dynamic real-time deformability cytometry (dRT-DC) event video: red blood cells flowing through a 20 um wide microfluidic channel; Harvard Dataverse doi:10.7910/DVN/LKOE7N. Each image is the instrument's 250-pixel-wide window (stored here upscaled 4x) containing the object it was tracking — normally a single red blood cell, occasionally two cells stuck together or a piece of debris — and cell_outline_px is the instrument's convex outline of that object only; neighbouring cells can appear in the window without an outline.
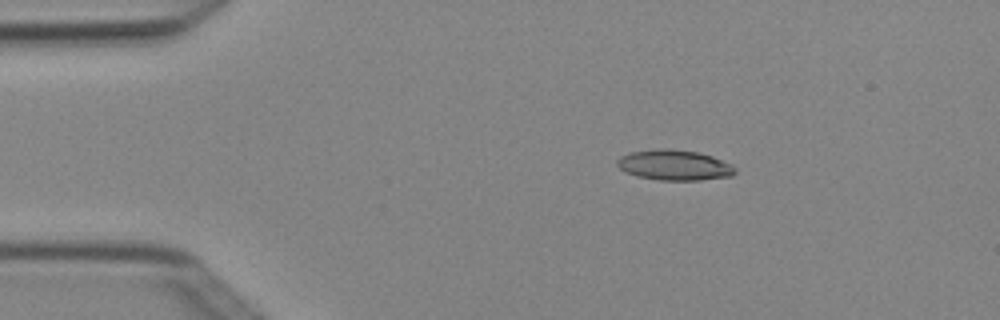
{"species": "Egyptian fruit bat (a non-hibernating species)", "species_latin": "Rousettus aegyptiacus", "temperature_condition": "cold", "stored_images_in_passage": 6, "camera_frame_rate_fps": 3000, "um_per_image_px": 0.085, "animal": {"sex": "female"}, "frame": {"image": 1, "passage_image": 3, "time_ms": 0.667, "image_size_px": [1000, 320], "cell_outline_px": [[736, 172], [732, 176], [700, 180], [660, 180], [636, 176], [624, 172], [616, 164], [616, 160], [620, 156], [632, 152], [660, 148], [668, 148], [696, 152], [712, 156], [732, 164], [736, 168]], "centroid_in_image_um": [57.32, 14.04], "position_along_channel_um": 27.7, "area_um2": 20.98}}
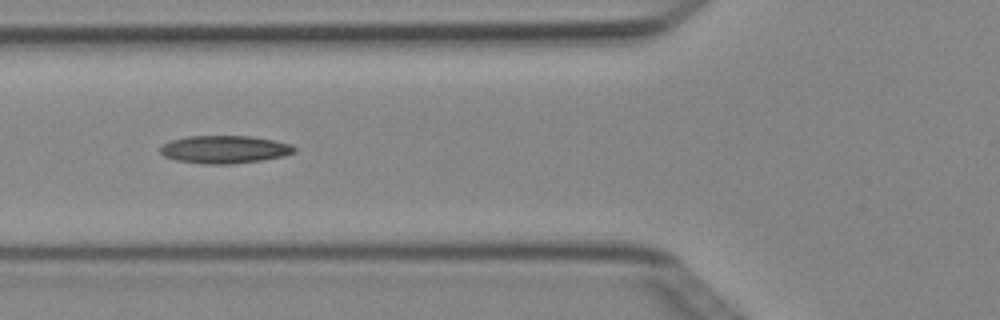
{"frame": {"image": 2, "passage_image": 5, "time_ms": 1.333, "image_size_px": [1000, 320], "cell_outline_px": [[296, 152], [284, 156], [260, 160], [232, 164], [204, 164], [176, 160], [164, 156], [160, 152], [160, 148], [164, 144], [172, 140], [188, 136], [252, 136], [292, 144], [296, 148]], "centroid_in_image_um": [19.11, 12.7], "position_along_channel_um": 106.7, "area_um2": 21.68}}
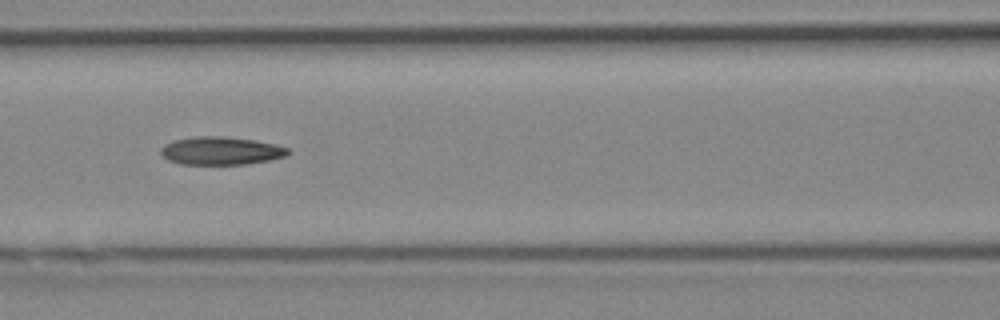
{"frame": {"image": 3, "passage_image": 6, "time_ms": 1.667, "image_size_px": [1000, 320], "cell_outline_px": [[292, 152], [288, 156], [272, 160], [244, 164], [180, 164], [168, 160], [160, 152], [160, 148], [164, 144], [176, 140], [196, 136], [224, 136], [256, 140], [276, 144], [288, 148]], "centroid_in_image_um": [18.84, 12.81], "position_along_channel_um": 147.8, "area_um2": 20.98}}